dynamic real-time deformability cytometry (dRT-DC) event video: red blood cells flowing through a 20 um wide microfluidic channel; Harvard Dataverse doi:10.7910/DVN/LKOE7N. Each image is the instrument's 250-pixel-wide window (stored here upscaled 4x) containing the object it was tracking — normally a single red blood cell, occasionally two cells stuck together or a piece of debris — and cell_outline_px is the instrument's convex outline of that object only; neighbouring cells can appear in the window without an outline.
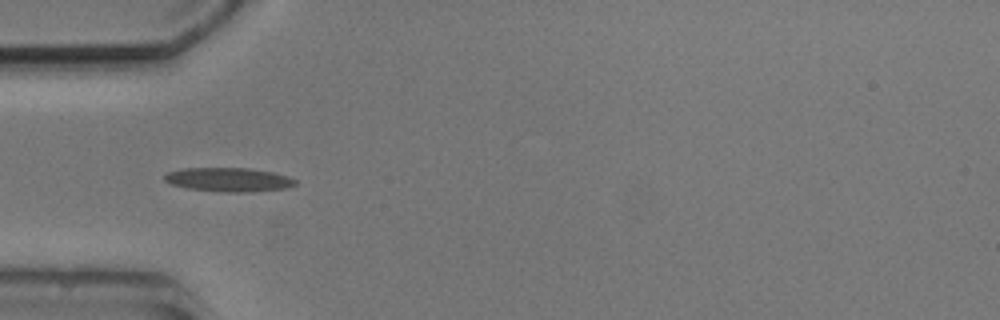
{"species": "common noctule bat (a hibernating species)", "species_latin": "Nyctalus noctula", "temperature_condition": "cold", "stored_images_in_passage": 6, "camera_frame_rate_fps": 3000, "um_per_image_px": 0.085, "animal": {"sex": "male", "body_mass_g": 20.5, "forearm_length_mm": 52.5}, "frame": {"image": 1, "passage_image": 4, "time_ms": 3.667, "image_size_px": [1000, 320], "cell_outline_px": [[296, 184], [284, 188], [252, 192], [224, 192], [188, 188], [172, 184], [164, 180], [164, 176], [168, 172], [184, 168], [248, 168], [272, 172], [288, 176], [296, 180]], "centroid_in_image_um": [19.44, 15.27], "position_along_channel_um": 65.6, "area_um2": 18.09}}